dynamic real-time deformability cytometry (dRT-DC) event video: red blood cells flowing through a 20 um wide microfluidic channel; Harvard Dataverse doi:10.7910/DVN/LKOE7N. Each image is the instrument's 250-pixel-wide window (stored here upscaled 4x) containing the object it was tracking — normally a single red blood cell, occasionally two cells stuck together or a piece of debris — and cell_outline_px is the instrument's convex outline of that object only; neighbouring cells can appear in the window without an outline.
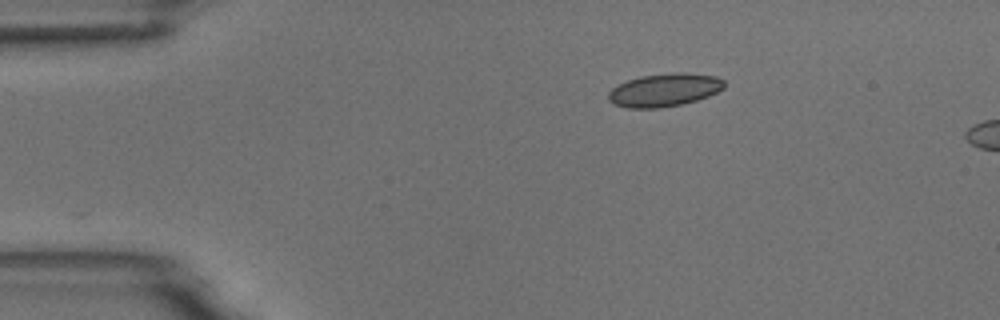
{"species": "common noctule bat (a hibernating species)", "species_latin": "Nyctalus noctula", "temperature_condition": "room temperature", "stored_images_in_passage": 2, "camera_frame_rate_fps": 3000, "um_per_image_px": 0.085, "animal": {"sex": "male", "body_mass_g": 18.8}, "frame": {"image": 1, "passage_image": 2, "time_ms": 1.0, "image_size_px": [1000, 320], "cell_outline_px": [[724, 88], [708, 96], [684, 104], [660, 108], [628, 108], [616, 104], [608, 100], [608, 92], [612, 88], [628, 80], [640, 76], [676, 72], [688, 72], [716, 76], [724, 80]], "centroid_in_image_um": [56.49, 7.64], "position_along_channel_um": 28.5, "area_um2": 22.37}}